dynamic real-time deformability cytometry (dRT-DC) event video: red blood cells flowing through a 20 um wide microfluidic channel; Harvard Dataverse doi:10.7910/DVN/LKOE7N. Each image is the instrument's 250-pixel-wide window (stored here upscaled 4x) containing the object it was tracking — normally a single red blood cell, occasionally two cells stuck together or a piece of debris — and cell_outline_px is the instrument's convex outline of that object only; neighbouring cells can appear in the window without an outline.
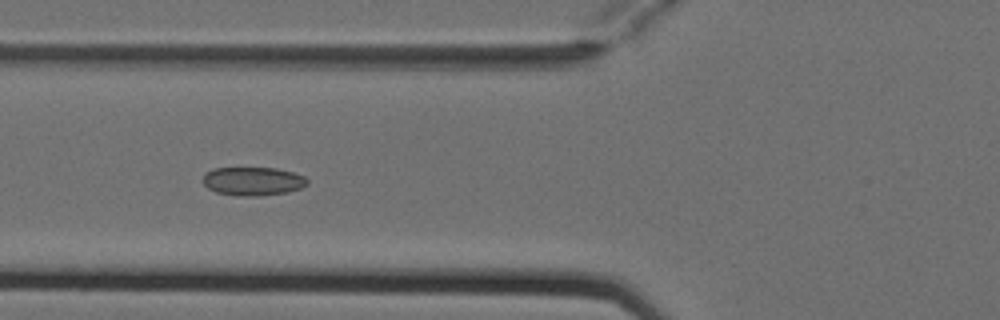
{"species": "Egyptian fruit bat (a non-hibernating species)", "species_latin": "Rousettus aegyptiacus", "temperature_condition": "cold", "stored_images_in_passage": 6, "camera_frame_rate_fps": 3000, "um_per_image_px": 0.085, "animal": {"sex": "female"}, "frame": {"image": 1, "passage_image": 6, "time_ms": 1.667, "image_size_px": [1000, 320], "cell_outline_px": [[308, 184], [300, 188], [288, 192], [260, 196], [236, 196], [216, 192], [208, 188], [204, 184], [204, 172], [212, 168], [276, 168], [292, 172], [304, 176], [308, 180]], "centroid_in_image_um": [21.49, 15.41], "position_along_channel_um": 104.3, "area_um2": 17.46}}